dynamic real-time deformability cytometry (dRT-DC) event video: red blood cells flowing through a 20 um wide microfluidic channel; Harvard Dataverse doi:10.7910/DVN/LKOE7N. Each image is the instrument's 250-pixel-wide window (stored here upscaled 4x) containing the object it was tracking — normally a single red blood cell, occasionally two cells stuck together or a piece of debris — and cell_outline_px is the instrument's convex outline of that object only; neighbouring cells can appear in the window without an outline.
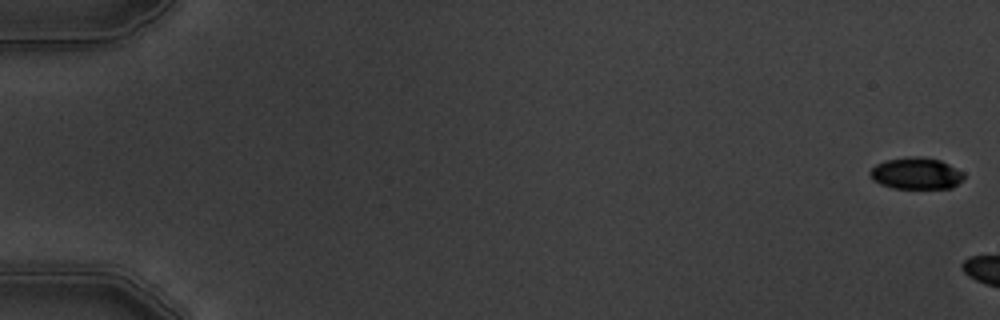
{"species": "common noctule bat (a hibernating species)", "species_latin": "Nyctalus noctula", "temperature_condition": "warm", "stored_images_in_passage": 3, "camera_frame_rate_fps": 3000, "um_per_image_px": 0.085, "animal": {"sex": "male", "body_mass_g": 19.5, "forearm_length_mm": 54.6}, "frame": {"image": 1, "passage_image": 1, "time_ms": 0.0, "image_size_px": [1000, 320], "cell_outline_px": [[964, 180], [952, 188], [892, 188], [880, 184], [872, 180], [868, 172], [876, 164], [888, 160], [912, 156], [924, 156], [940, 160], [964, 172]], "centroid_in_image_um": [77.89, 14.74], "position_along_channel_um": 7.1, "area_um2": 17.46}}